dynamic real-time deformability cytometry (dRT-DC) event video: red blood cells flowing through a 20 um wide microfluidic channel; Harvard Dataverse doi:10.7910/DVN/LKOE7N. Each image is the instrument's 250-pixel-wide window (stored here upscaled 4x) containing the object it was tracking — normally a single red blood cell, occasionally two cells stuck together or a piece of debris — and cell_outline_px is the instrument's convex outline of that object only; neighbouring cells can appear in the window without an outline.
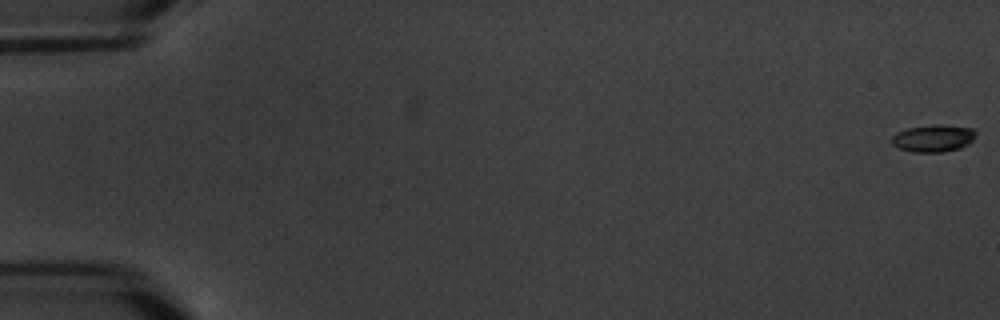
{"species": "common noctule bat (a hibernating species)", "species_latin": "Nyctalus noctula", "temperature_condition": "warm", "stored_images_in_passage": 17, "camera_frame_rate_fps": 3000, "um_per_image_px": 0.085, "animal": {"sex": "male", "body_mass_g": 20.1, "forearm_length_mm": 53.5}, "frame": {"image": 1, "passage_image": 1, "time_ms": 0.0, "image_size_px": [1000, 320], "cell_outline_px": [[976, 132], [972, 140], [968, 144], [960, 148], [944, 152], [912, 152], [900, 148], [892, 144], [892, 136], [896, 132], [908, 128], [932, 124], [944, 124], [972, 128]], "centroid_in_image_um": [79.33, 11.74], "position_along_channel_um": 5.7, "area_um2": 13.41}}
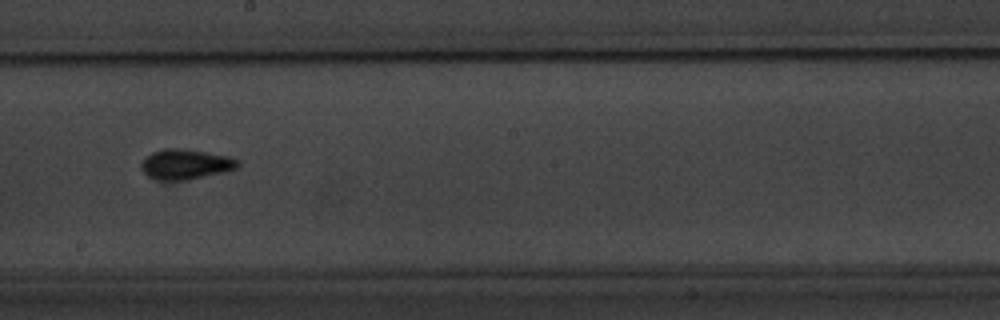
{"frame": {"image": 2, "passage_image": 11, "time_ms": 11.667, "image_size_px": [1000, 320], "cell_outline_px": [[240, 164], [236, 168], [188, 180], [156, 180], [148, 176], [140, 168], [140, 164], [152, 152], [164, 148], [180, 148], [228, 156], [236, 160]], "centroid_in_image_um": [15.72, 13.96], "position_along_channel_um": 232.5, "area_um2": 16.65}}
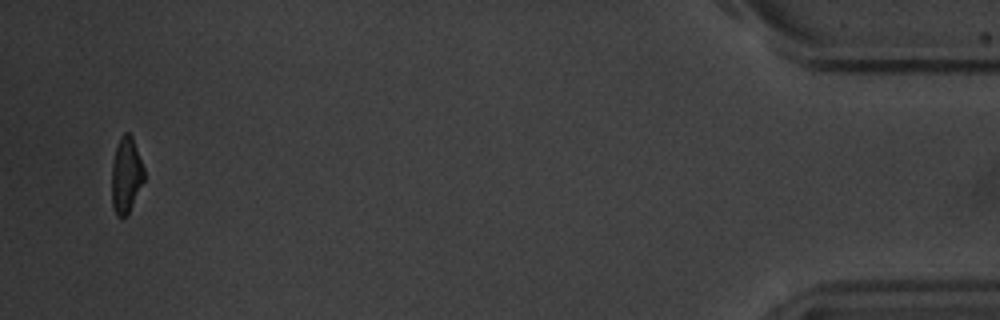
{"frame": {"image": 3, "passage_image": 17, "time_ms": 19.667, "image_size_px": [1000, 320], "cell_outline_px": [[144, 180], [128, 216], [124, 220], [116, 216], [112, 204], [112, 160], [120, 136], [124, 132], [128, 132], [132, 136], [144, 168]], "centroid_in_image_um": [10.71, 14.94], "position_along_channel_um": 424.5, "area_um2": 14.57}, "authors_computed_cell_mechanics": {"area_um2": 15.0858, "velocity_mm_per_s": 3.3863, "shape_relaxation_time_tau1_ms": 1.9901, "shape_relaxation_time_tau2_ms": 2.4556, "deformation_change_tau1": 0.1052, "deformation_change_tau2": 0.0704}}